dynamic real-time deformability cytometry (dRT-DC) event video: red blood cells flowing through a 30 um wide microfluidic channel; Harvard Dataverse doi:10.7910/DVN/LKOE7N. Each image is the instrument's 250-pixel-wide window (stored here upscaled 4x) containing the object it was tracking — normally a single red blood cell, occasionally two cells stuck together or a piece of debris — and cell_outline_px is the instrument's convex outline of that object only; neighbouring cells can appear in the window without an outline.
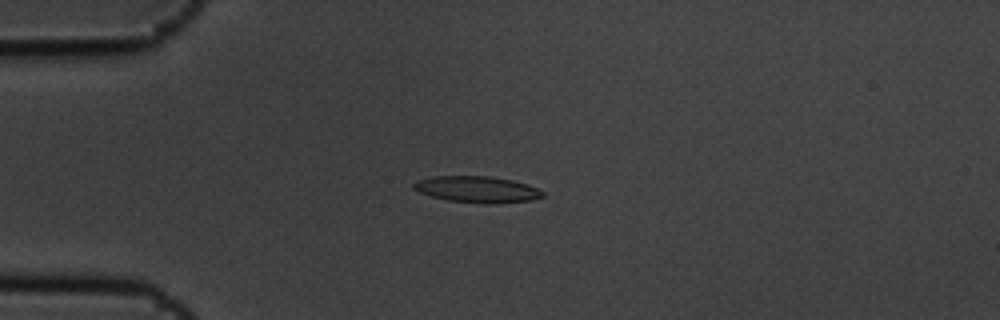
{"species": "common noctule bat (a hibernating species)", "species_latin": "Nyctalus noctula", "temperature_condition": "cold", "stored_images_in_passage": 6, "camera_frame_rate_fps": 3000, "um_per_image_px": 0.085, "animal": {"sex": "male", "body_mass_g": 19.5, "forearm_length_mm": 54.6}, "frame": {"image": 1, "passage_image": 4, "time_ms": 1.0, "image_size_px": [1000, 320], "cell_outline_px": [[544, 196], [532, 200], [496, 204], [484, 204], [448, 200], [432, 196], [420, 192], [412, 188], [412, 184], [416, 180], [432, 176], [488, 176], [512, 180], [528, 184], [544, 192]], "centroid_in_image_um": [40.56, 16.1], "position_along_channel_um": 44.4, "area_um2": 19.94}}
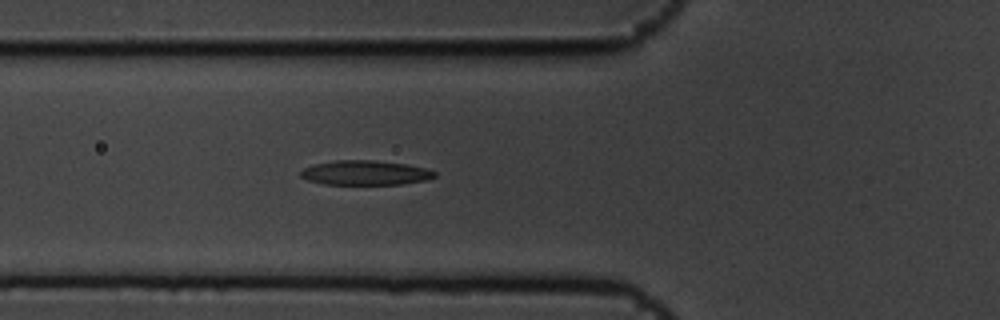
{"frame": {"image": 2, "passage_image": 6, "time_ms": 1.667, "image_size_px": [1000, 320], "cell_outline_px": [[436, 176], [424, 180], [400, 184], [324, 184], [308, 180], [300, 176], [300, 172], [304, 168], [312, 164], [336, 160], [376, 160], [404, 164], [428, 168], [436, 172]], "centroid_in_image_um": [31.03, 14.68], "position_along_channel_um": 94.8, "area_um2": 19.13}}